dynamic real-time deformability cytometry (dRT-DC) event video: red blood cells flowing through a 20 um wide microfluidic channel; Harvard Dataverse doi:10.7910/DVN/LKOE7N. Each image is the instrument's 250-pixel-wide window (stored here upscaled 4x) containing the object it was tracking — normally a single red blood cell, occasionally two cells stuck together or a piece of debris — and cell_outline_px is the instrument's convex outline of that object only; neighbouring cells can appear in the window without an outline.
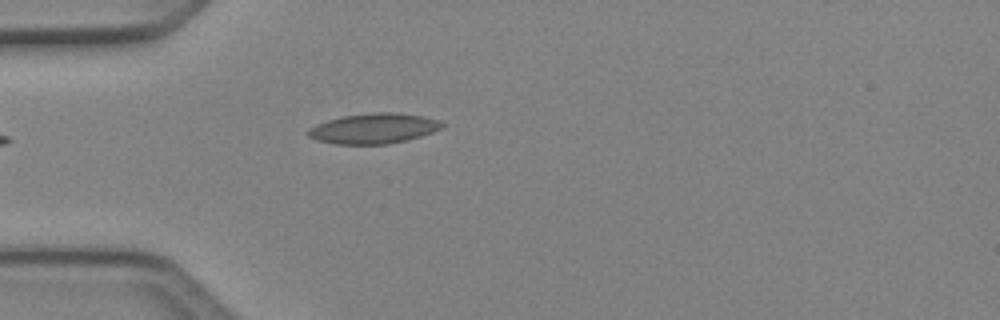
{"species": "Egyptian fruit bat (a non-hibernating species)", "species_latin": "Rousettus aegyptiacus", "temperature_condition": "cold", "stored_images_in_passage": 2, "camera_frame_rate_fps": 3000, "um_per_image_px": 0.085, "animal": {"sex": "female"}, "frame": {"image": 1, "passage_image": 2, "time_ms": 0.333, "image_size_px": [1000, 320], "cell_outline_px": [[444, 124], [440, 128], [432, 132], [408, 140], [388, 144], [336, 144], [316, 140], [308, 136], [304, 132], [308, 128], [316, 124], [328, 120], [344, 116], [372, 112], [392, 112], [424, 116], [440, 120]], "centroid_in_image_um": [31.73, 10.92], "position_along_channel_um": 53.3, "area_um2": 23.7}}